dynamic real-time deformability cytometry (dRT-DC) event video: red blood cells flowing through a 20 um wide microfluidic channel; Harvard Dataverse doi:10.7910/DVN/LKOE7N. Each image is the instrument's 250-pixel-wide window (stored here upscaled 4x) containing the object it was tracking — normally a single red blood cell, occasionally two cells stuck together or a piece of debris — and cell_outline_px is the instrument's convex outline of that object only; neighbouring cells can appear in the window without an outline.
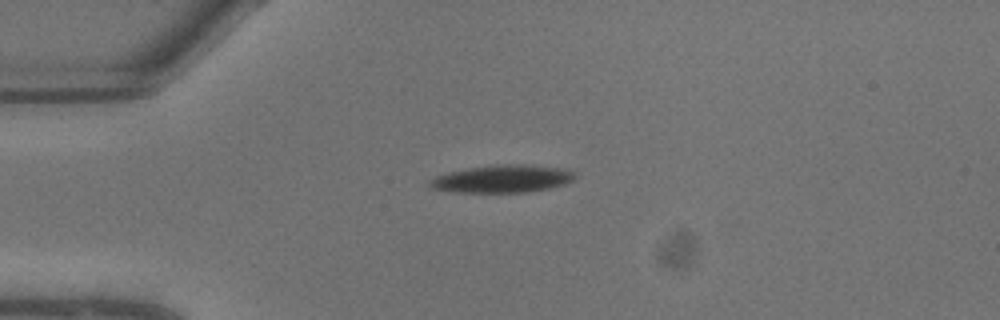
{"species": "common noctule bat (a hibernating species)", "species_latin": "Nyctalus noctula", "temperature_condition": "warm", "stored_images_in_passage": 2, "camera_frame_rate_fps": 3000, "um_per_image_px": 0.085, "animal": {"sex": "male", "body_mass_g": 13.3}, "frame": {"image": 1, "passage_image": 1, "time_ms": 0.0, "image_size_px": [1000, 320], "cell_outline_px": [[576, 176], [572, 180], [564, 184], [548, 188], [528, 192], [456, 192], [432, 188], [428, 184], [428, 180], [436, 176], [448, 172], [472, 168], [500, 164], [524, 164], [564, 168], [572, 172]], "centroid_in_image_um": [42.7, 15.2], "position_along_channel_um": 42.3, "area_um2": 23.12}}